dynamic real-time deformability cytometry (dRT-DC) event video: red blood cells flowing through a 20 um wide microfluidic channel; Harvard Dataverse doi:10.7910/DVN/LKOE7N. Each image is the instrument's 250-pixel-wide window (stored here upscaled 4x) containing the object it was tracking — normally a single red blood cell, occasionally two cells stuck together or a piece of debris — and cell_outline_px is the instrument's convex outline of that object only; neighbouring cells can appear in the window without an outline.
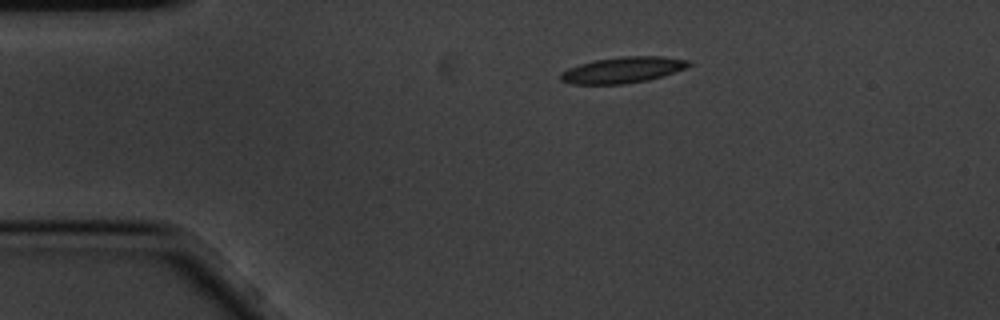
{"species": "common noctule bat (a hibernating species)", "species_latin": "Nyctalus noctula", "temperature_condition": "cold", "stored_images_in_passage": 4, "camera_frame_rate_fps": 3000, "um_per_image_px": 0.085, "animal": {"sex": "male", "body_mass_g": 20.1, "forearm_length_mm": 53.5}, "frame": {"image": 1, "passage_image": 4, "time_ms": 1.0, "image_size_px": [1000, 320], "cell_outline_px": [[692, 64], [684, 68], [648, 80], [624, 84], [572, 84], [560, 80], [560, 72], [568, 68], [580, 64], [596, 60], [620, 56], [664, 56], [692, 60]], "centroid_in_image_um": [52.93, 5.94], "position_along_channel_um": 32.1, "area_um2": 19.42}}